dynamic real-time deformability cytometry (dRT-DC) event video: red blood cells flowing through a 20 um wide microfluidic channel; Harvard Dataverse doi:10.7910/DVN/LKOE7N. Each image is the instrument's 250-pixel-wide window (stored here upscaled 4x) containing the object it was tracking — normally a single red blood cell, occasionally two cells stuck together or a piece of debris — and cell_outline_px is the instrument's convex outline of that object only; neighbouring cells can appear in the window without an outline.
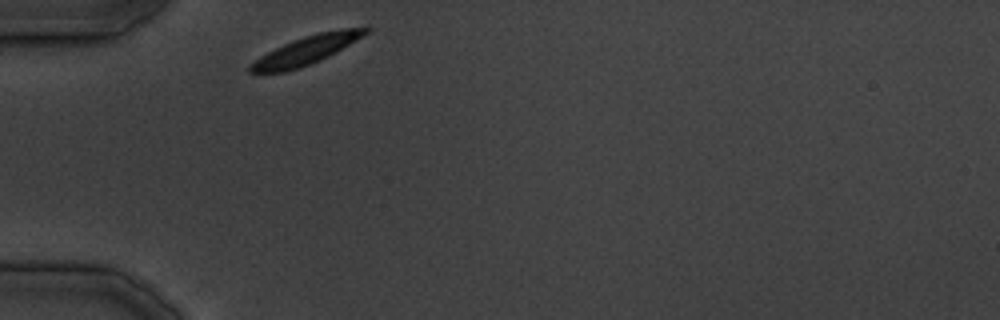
{"species": "common noctule bat (a hibernating species)", "species_latin": "Nyctalus noctula", "temperature_condition": "cold", "stored_images_in_passage": 16, "camera_frame_rate_fps": 3000, "um_per_image_px": 0.085, "animal": {"sex": "male", "body_mass_g": 19.5, "forearm_length_mm": 54.6}, "frame": {"image": 1, "passage_image": 1, "time_ms": 0.0, "image_size_px": [1000, 320], "cell_outline_px": [[372, 28], [368, 32], [356, 40], [336, 52], [320, 60], [300, 68], [284, 72], [248, 72], [248, 68], [260, 56], [284, 44], [304, 36], [320, 32], [364, 24], [368, 24]], "centroid_in_image_um": [26.16, 4.22], "position_along_channel_um": 58.8, "area_um2": 19.07}}
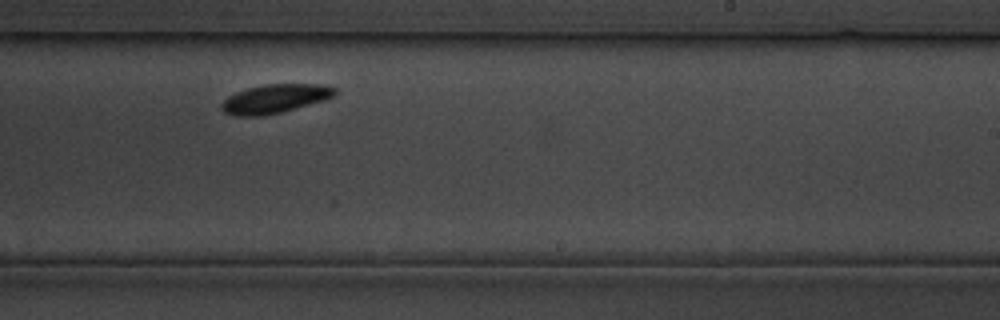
{"frame": {"image": 2, "passage_image": 14, "time_ms": 16.0, "image_size_px": [1000, 320], "cell_outline_px": [[336, 92], [332, 96], [324, 100], [280, 112], [260, 116], [236, 116], [224, 112], [220, 108], [220, 104], [228, 96], [236, 92], [248, 88], [264, 84], [324, 84], [336, 88]], "centroid_in_image_um": [23.33, 8.38], "position_along_channel_um": 265.7, "area_um2": 18.9}}